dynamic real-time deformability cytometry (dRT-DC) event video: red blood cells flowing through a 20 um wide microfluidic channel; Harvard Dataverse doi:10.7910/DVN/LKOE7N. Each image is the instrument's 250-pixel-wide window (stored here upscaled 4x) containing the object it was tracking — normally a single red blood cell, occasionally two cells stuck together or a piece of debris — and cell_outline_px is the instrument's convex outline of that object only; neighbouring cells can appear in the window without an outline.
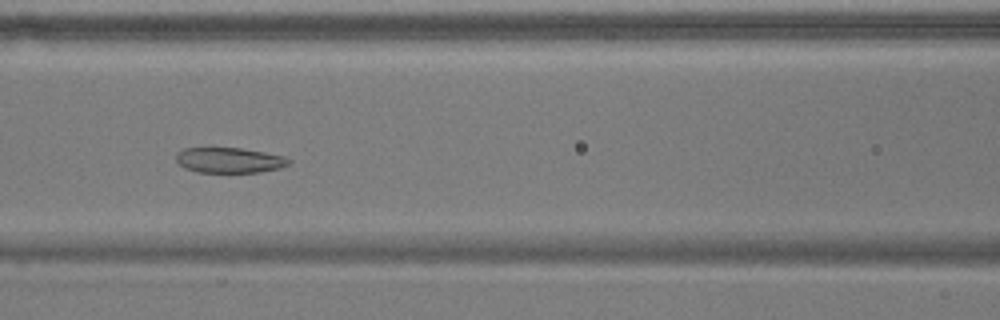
{"species": "common noctule bat (a hibernating species)", "species_latin": "Nyctalus noctula", "temperature_condition": "warm", "stored_images_in_passage": 47, "camera_frame_rate_fps": 3000, "um_per_image_px": 0.085, "animal": {"sex": "male", "body_mass_g": 17.9}, "frame": {"image": 1, "passage_image": 16, "time_ms": 5.0, "image_size_px": [1000, 320], "cell_outline_px": [[292, 160], [288, 164], [280, 168], [260, 172], [196, 172], [184, 168], [176, 160], [176, 152], [184, 148], [240, 148], [264, 152], [284, 156]], "centroid_in_image_um": [19.48, 13.62], "position_along_channel_um": 147.1, "area_um2": 16.65}}
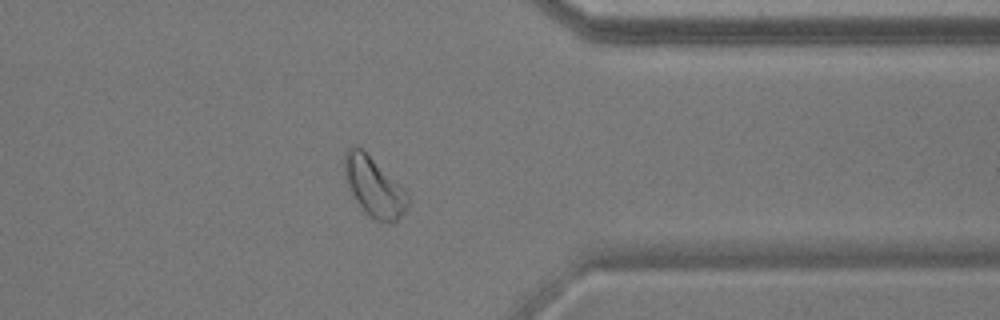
{"frame": {"image": 2, "passage_image": 36, "time_ms": 11.667, "image_size_px": [1000, 320], "cell_outline_px": [[408, 204], [404, 212], [396, 220], [376, 220], [368, 216], [356, 200], [352, 192], [344, 172], [344, 152], [348, 148], [356, 144], [408, 192]], "centroid_in_image_um": [31.77, 15.85], "position_along_channel_um": 379.6, "area_um2": 21.21}}
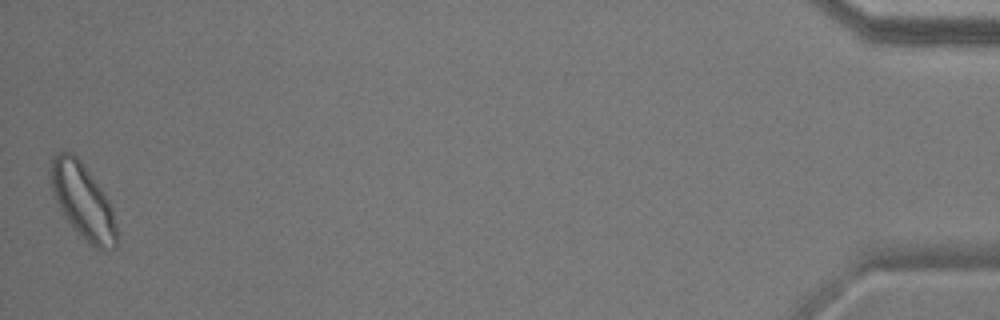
{"frame": {"image": 3, "passage_image": 47, "time_ms": 15.333, "image_size_px": [1000, 320], "cell_outline_px": [[120, 240], [116, 248], [104, 252], [88, 244], [68, 220], [60, 208], [52, 192], [48, 172], [48, 168], [52, 156], [60, 152], [72, 152], [80, 160], [104, 192], [108, 200], [116, 224]], "centroid_in_image_um": [7.05, 17.12], "position_along_channel_um": 428.1, "area_um2": 29.19}, "authors_computed_cell_mechanics": {"area_um2": 20.4034, "velocity_mm_per_s": 3.6488, "shape_relaxation_time_tau1_ms": null, "shape_relaxation_time_tau2_ms": 3.0495, "deformation_change_tau1": null, "deformation_change_tau2": 0.0954}}